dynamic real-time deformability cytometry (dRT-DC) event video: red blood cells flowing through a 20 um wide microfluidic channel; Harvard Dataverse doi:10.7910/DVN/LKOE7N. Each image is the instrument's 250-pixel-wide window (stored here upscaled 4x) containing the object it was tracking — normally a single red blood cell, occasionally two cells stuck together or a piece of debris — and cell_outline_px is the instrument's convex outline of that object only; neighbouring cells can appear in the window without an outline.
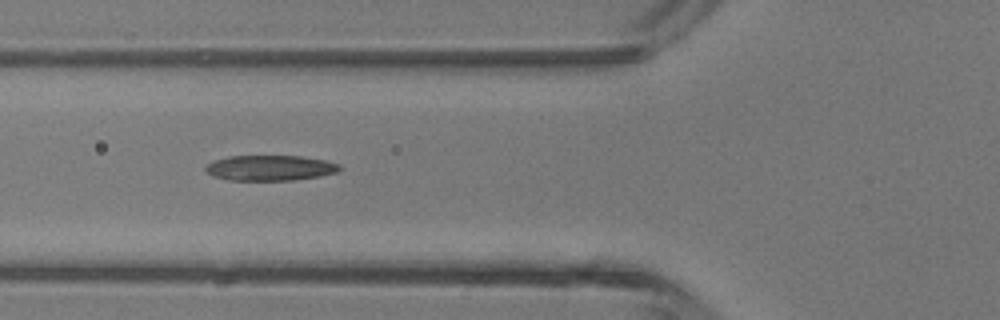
{"species": "common noctule bat (a hibernating species)", "species_latin": "Nyctalus noctula", "temperature_condition": "room temperature", "stored_images_in_passage": 6, "camera_frame_rate_fps": 3000, "um_per_image_px": 0.085, "animal": {"sex": "male", "body_mass_g": 13.3}, "frame": {"image": 1, "passage_image": 6, "time_ms": 6.333, "image_size_px": [1000, 320], "cell_outline_px": [[340, 168], [336, 172], [320, 176], [292, 180], [228, 180], [212, 176], [204, 168], [212, 160], [228, 156], [300, 156], [324, 160], [340, 164]], "centroid_in_image_um": [22.92, 14.27], "position_along_channel_um": 102.9, "area_um2": 19.77}}